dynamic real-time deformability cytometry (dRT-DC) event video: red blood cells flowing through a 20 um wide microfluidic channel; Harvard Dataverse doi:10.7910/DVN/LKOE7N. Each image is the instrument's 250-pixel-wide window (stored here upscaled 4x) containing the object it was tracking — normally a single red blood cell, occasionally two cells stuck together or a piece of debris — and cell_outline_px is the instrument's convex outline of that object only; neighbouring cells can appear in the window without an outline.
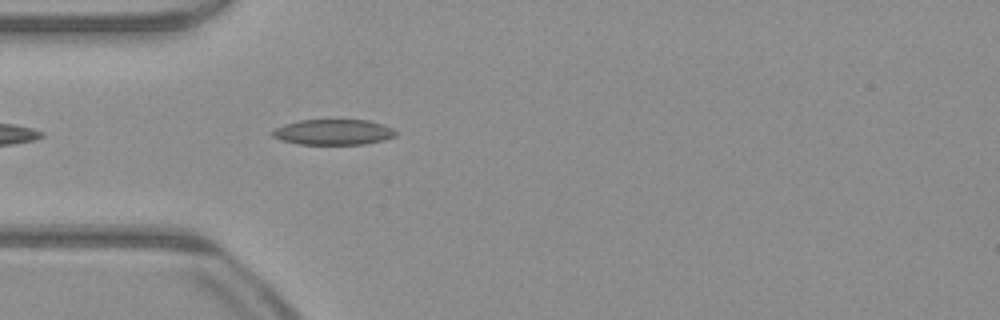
{"species": "common noctule bat (a hibernating species)", "species_latin": "Nyctalus noctula", "temperature_condition": "warm", "stored_images_in_passage": 14, "camera_frame_rate_fps": 3000, "um_per_image_px": 0.085, "animal": {"sex": "male", "body_mass_g": 23.1, "forearm_length_mm": 52.7}, "frame": {"image": 1, "passage_image": 5, "time_ms": 1.333, "image_size_px": [1000, 320], "cell_outline_px": [[396, 136], [384, 140], [364, 144], [300, 144], [280, 140], [272, 136], [272, 132], [276, 128], [284, 124], [300, 120], [368, 120], [384, 124], [392, 128], [396, 132]], "centroid_in_image_um": [28.35, 11.23], "position_along_channel_um": 56.6, "area_um2": 18.32}}
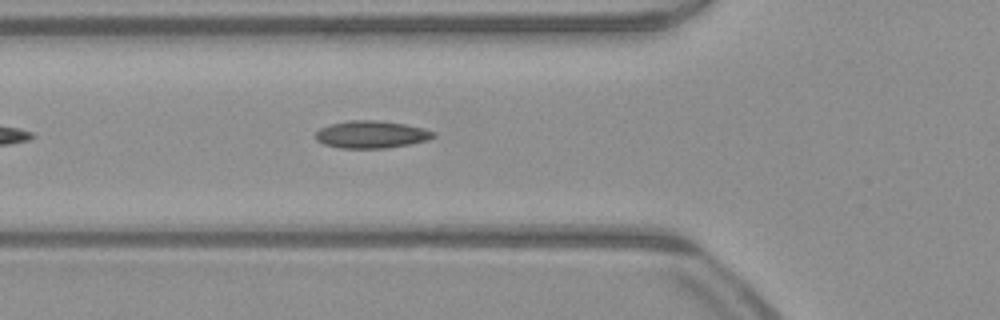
{"frame": {"image": 2, "passage_image": 8, "time_ms": 2.333, "image_size_px": [1000, 320], "cell_outline_px": [[436, 136], [428, 140], [388, 148], [340, 148], [324, 144], [316, 140], [316, 132], [320, 128], [328, 124], [348, 120], [376, 120], [404, 124], [424, 128], [436, 132]], "centroid_in_image_um": [31.56, 11.42], "position_along_channel_um": 94.2, "area_um2": 18.9}}